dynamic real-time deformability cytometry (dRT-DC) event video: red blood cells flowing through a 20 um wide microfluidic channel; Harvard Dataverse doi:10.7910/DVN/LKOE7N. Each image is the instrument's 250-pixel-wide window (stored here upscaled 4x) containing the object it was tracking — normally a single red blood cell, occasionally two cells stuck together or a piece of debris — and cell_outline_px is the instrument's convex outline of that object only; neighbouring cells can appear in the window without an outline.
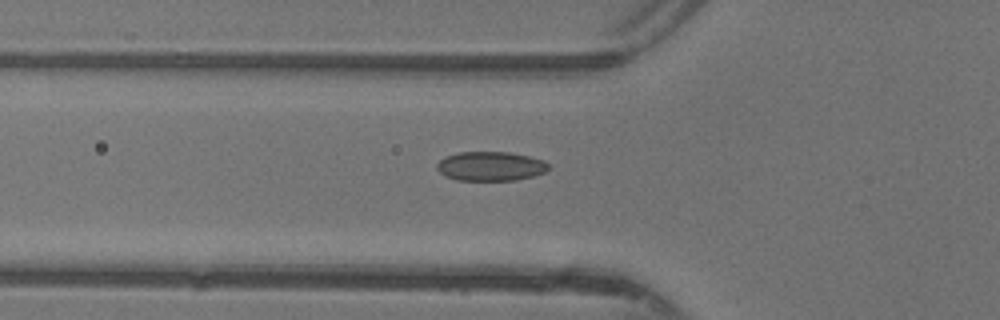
{"species": "common noctule bat (a hibernating species)", "species_latin": "Nyctalus noctula", "temperature_condition": "warm", "stored_images_in_passage": 43, "camera_frame_rate_fps": 3000, "um_per_image_px": 0.085, "animal": {"sex": "female"}, "frame": {"image": 1, "passage_image": 17, "time_ms": 5.333, "image_size_px": [1000, 320], "cell_outline_px": [[548, 172], [516, 180], [456, 180], [444, 176], [436, 168], [436, 164], [444, 156], [460, 152], [508, 152], [528, 156], [544, 160], [548, 164]], "centroid_in_image_um": [41.68, 14.13], "position_along_channel_um": 84.1, "area_um2": 19.13}}
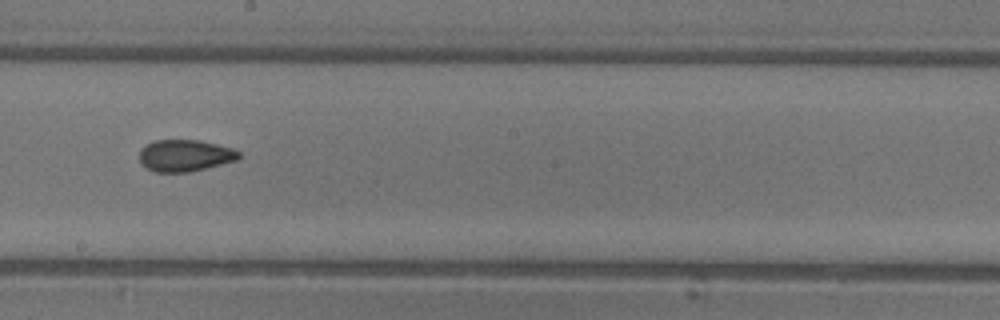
{"frame": {"image": 2, "passage_image": 27, "time_ms": 8.667, "image_size_px": [1000, 320], "cell_outline_px": [[240, 156], [236, 160], [188, 172], [156, 172], [140, 164], [140, 148], [156, 140], [200, 140], [236, 148], [240, 152]], "centroid_in_image_um": [15.73, 13.21], "position_along_channel_um": 232.5, "area_um2": 18.38}}
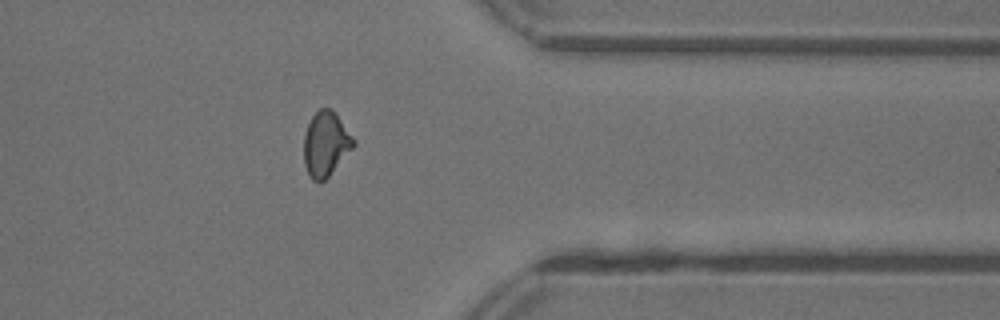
{"frame": {"image": 3, "passage_image": 38, "time_ms": 12.333, "image_size_px": [1000, 320], "cell_outline_px": [[356, 144], [328, 176], [320, 184], [312, 180], [308, 176], [304, 164], [304, 132], [312, 116], [320, 108], [332, 108], [336, 112], [356, 140]], "centroid_in_image_um": [27.69, 12.23], "position_along_channel_um": 383.7, "area_um2": 18.96}, "authors_computed_cell_mechanics": {"area_um2": 18.8428, "velocity_mm_per_s": 4.4182, "shape_relaxation_time_tau1_ms": null, "shape_relaxation_time_tau2_ms": 1.9664, "deformation_change_tau1": null, "deformation_change_tau2": 0.0683}}